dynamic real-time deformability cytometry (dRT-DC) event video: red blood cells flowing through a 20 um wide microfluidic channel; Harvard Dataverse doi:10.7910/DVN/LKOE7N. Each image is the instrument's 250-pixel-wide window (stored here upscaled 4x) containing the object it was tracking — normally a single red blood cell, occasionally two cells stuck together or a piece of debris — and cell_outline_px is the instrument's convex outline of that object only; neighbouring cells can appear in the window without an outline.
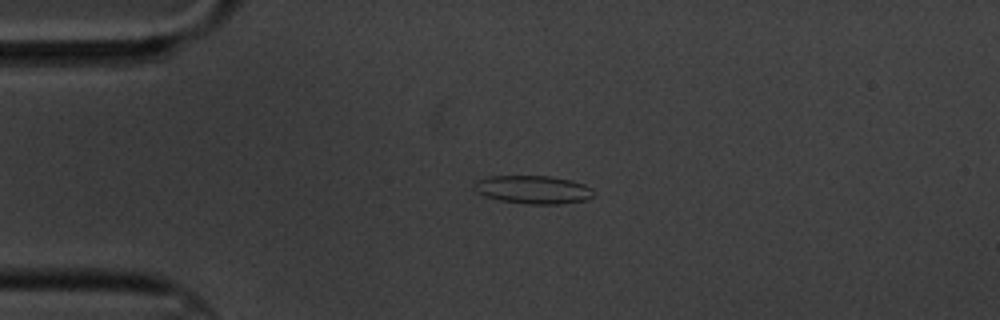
{"species": "common noctule bat (a hibernating species)", "species_latin": "Nyctalus noctula", "temperature_condition": "cold", "stored_images_in_passage": 5, "camera_frame_rate_fps": 3000, "um_per_image_px": 0.085, "animal": {"sex": "male", "body_mass_g": 20.1, "forearm_length_mm": 53.5}, "frame": {"image": 1, "passage_image": 4, "time_ms": 3.667, "image_size_px": [1000, 320], "cell_outline_px": [[592, 196], [588, 200], [560, 204], [528, 204], [500, 200], [484, 196], [476, 192], [472, 188], [476, 180], [488, 176], [552, 176], [572, 180], [584, 184], [592, 188]], "centroid_in_image_um": [45.3, 16.11], "position_along_channel_um": 39.7, "area_um2": 19.83}}